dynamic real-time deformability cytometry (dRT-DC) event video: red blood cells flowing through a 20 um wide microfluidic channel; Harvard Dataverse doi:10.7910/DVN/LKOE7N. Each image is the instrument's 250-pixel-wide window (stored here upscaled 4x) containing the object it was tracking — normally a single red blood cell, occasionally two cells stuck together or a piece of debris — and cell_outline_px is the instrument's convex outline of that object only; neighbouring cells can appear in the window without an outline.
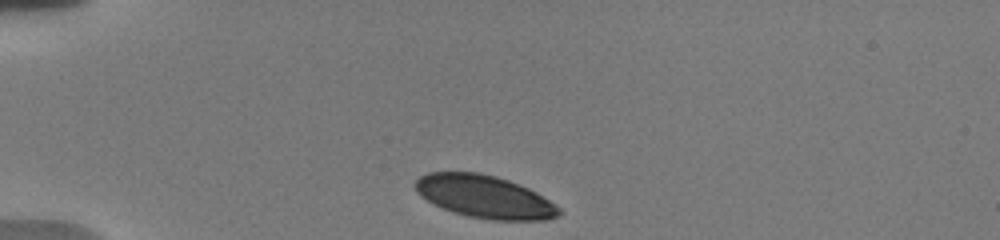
{"species": "human", "species_latin": "Homo sapiens", "temperature_condition": "warm", "stored_images_in_passage": 22, "camera_frame_rate_fps": 3000, "um_per_image_px": 0.085, "donor": {"sex": "male"}, "frame": {"image": 1, "passage_image": 1, "time_ms": 0.0, "image_size_px": [1000, 240], "cell_outline_px": [[564, 212], [560, 216], [548, 220], [492, 220], [468, 216], [452, 212], [432, 204], [420, 196], [416, 192], [412, 184], [420, 176], [428, 172], [480, 172], [496, 176], [508, 180], [528, 188], [536, 192], [556, 204]], "centroid_in_image_um": [41.18, 16.72], "position_along_channel_um": 43.8, "area_um2": 36.24}}
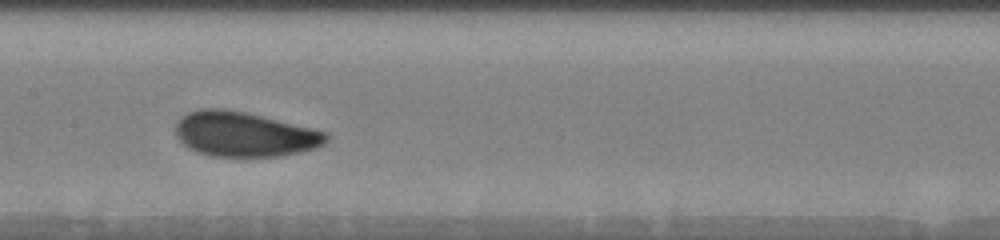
{"frame": {"image": 2, "passage_image": 12, "time_ms": 5.0, "image_size_px": [1000, 240], "cell_outline_px": [[328, 140], [324, 144], [316, 148], [300, 152], [280, 156], [212, 156], [196, 152], [188, 148], [176, 136], [176, 120], [180, 116], [196, 108], [224, 108], [248, 112], [328, 132]], "centroid_in_image_um": [20.75, 11.39], "position_along_channel_um": 186.7, "area_um2": 39.77}}
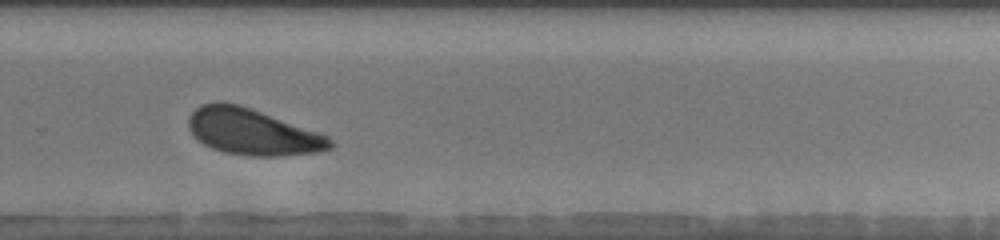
{"frame": {"image": 3, "passage_image": 20, "time_ms": 8.333, "image_size_px": [1000, 240], "cell_outline_px": [[336, 144], [332, 148], [320, 152], [284, 156], [248, 156], [224, 152], [212, 148], [196, 140], [192, 136], [188, 128], [188, 116], [200, 104], [216, 100], [220, 100], [240, 104], [252, 108], [320, 132], [328, 136]], "centroid_in_image_um": [21.45, 11.19], "position_along_channel_um": 308.3, "area_um2": 39.07}}